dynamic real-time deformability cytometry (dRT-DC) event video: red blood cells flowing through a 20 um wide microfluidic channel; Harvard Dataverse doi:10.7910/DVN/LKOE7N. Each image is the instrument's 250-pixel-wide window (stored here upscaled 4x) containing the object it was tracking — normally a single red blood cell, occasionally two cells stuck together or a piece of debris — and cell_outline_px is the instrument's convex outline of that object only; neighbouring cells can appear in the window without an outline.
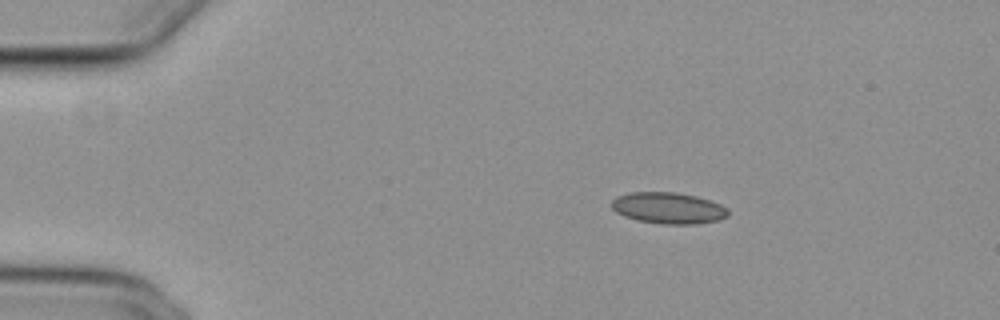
{"species": "common noctule bat (a hibernating species)", "species_latin": "Nyctalus noctula", "temperature_condition": "cold", "stored_images_in_passage": 47, "camera_frame_rate_fps": 3000, "um_per_image_px": 0.085, "animal": {"sex": "female", "body_mass_g": 29.2, "forearm_length_mm": 56.3}, "frame": {"image": 1, "passage_image": 1, "time_ms": 0.0, "image_size_px": [1000, 320], "cell_outline_px": [[728, 216], [716, 220], [696, 224], [660, 224], [636, 220], [624, 216], [616, 212], [612, 208], [612, 200], [616, 196], [632, 192], [676, 192], [696, 196], [720, 204], [728, 208]], "centroid_in_image_um": [56.79, 17.68], "position_along_channel_um": 28.2, "area_um2": 21.27}}
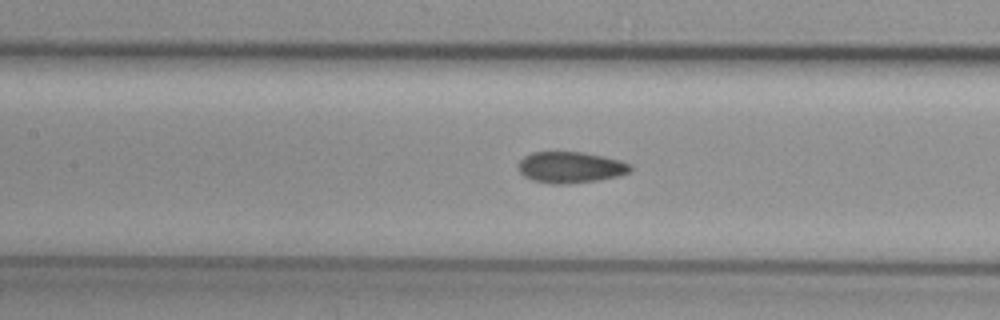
{"frame": {"image": 2, "passage_image": 17, "time_ms": 5.333, "image_size_px": [1000, 320], "cell_outline_px": [[632, 172], [620, 176], [600, 180], [568, 184], [552, 184], [532, 180], [524, 176], [516, 168], [516, 164], [524, 156], [532, 152], [584, 152], [620, 160], [632, 164]], "centroid_in_image_um": [48.5, 14.23], "position_along_channel_um": 158.9, "area_um2": 20.81}}
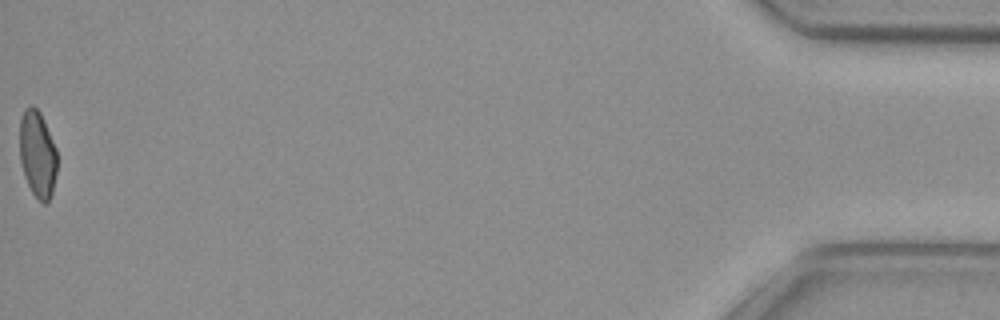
{"frame": {"image": 3, "passage_image": 47, "time_ms": 15.333, "image_size_px": [1000, 320], "cell_outline_px": [[56, 172], [52, 192], [48, 204], [44, 204], [32, 192], [24, 176], [20, 160], [20, 120], [24, 108], [32, 104], [40, 112], [56, 148]], "centroid_in_image_um": [3.18, 13.09], "position_along_channel_um": 432.0, "area_um2": 18.84}, "authors_computed_cell_mechanics": {"area_um2": 20.23, "velocity_mm_per_s": 3.7326, "shape_relaxation_time_tau1_ms": null, "shape_relaxation_time_tau2_ms": 2.0041, "deformation_change_tau1": null, "deformation_change_tau2": 0.0649}}